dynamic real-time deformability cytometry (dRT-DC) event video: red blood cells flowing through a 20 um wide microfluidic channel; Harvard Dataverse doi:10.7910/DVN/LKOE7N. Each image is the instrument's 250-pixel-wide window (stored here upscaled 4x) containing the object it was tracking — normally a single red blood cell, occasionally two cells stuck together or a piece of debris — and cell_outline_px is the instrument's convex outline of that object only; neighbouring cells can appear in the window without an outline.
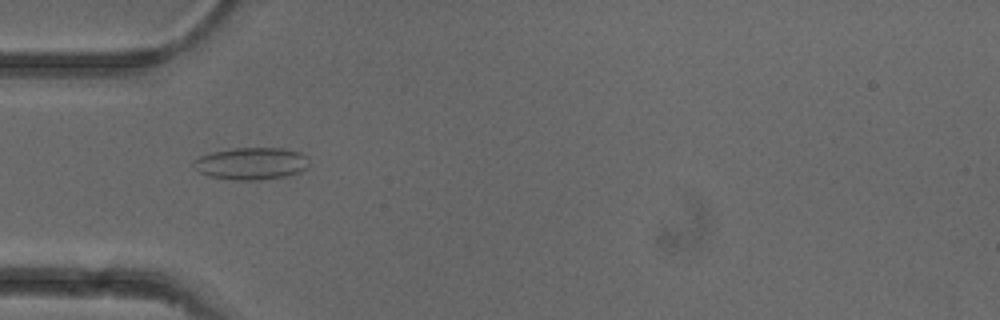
{"species": "common noctule bat (a hibernating species)", "species_latin": "Nyctalus noctula", "temperature_condition": "cold", "stored_images_in_passage": 52, "camera_frame_rate_fps": 3000, "um_per_image_px": 0.085, "animal": {"sex": "female"}, "frame": {"image": 1, "passage_image": 16, "time_ms": 5.0, "image_size_px": [1000, 320], "cell_outline_px": [[308, 164], [300, 172], [288, 176], [260, 180], [236, 180], [208, 176], [200, 172], [192, 164], [192, 160], [200, 156], [212, 152], [232, 148], [284, 148], [300, 152], [308, 160]], "centroid_in_image_um": [21.34, 13.9], "position_along_channel_um": 63.7, "area_um2": 21.68}}
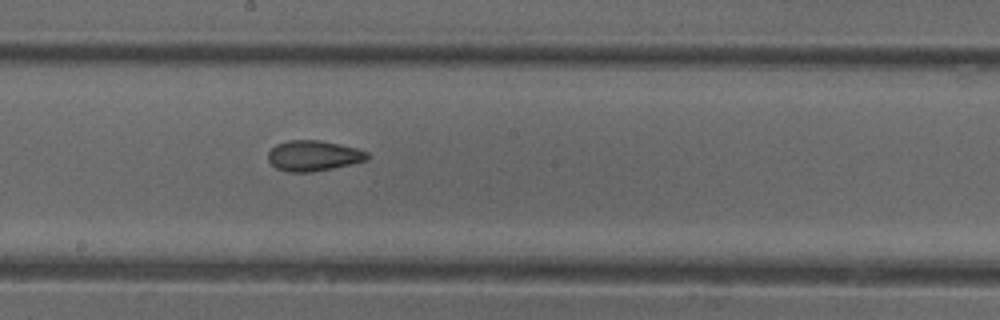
{"frame": {"image": 2, "passage_image": 28, "time_ms": 9.0, "image_size_px": [1000, 320], "cell_outline_px": [[368, 160], [332, 168], [312, 172], [288, 172], [276, 168], [268, 160], [268, 152], [276, 144], [288, 140], [320, 140], [340, 144], [356, 148], [368, 152]], "centroid_in_image_um": [26.63, 13.23], "position_along_channel_um": 221.6, "area_um2": 17.63}}
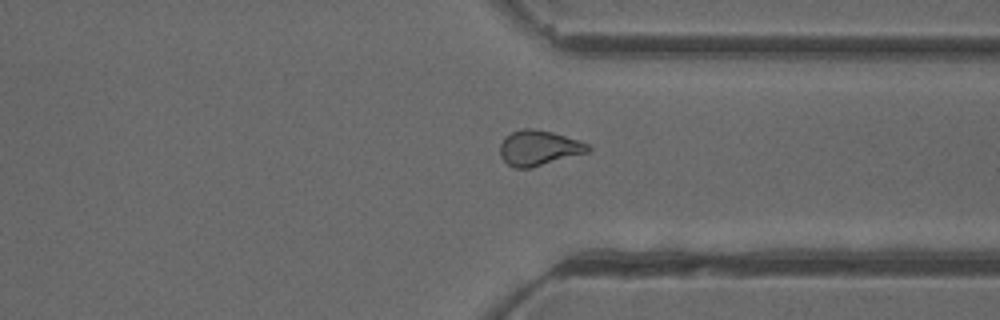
{"frame": {"image": 3, "passage_image": 39, "time_ms": 12.667, "image_size_px": [1000, 320], "cell_outline_px": [[592, 148], [588, 152], [528, 168], [512, 168], [500, 156], [500, 144], [512, 132], [524, 128], [532, 128], [552, 132], [580, 140], [588, 144]], "centroid_in_image_um": [45.81, 12.57], "position_along_channel_um": 365.6, "area_um2": 17.8}, "authors_computed_cell_mechanics": {"area_um2": 18.6694, "velocity_mm_per_s": 3.9475, "shape_relaxation_time_tau1_ms": null, "shape_relaxation_time_tau2_ms": 1.835, "deformation_change_tau1": null, "deformation_change_tau2": 0.0768}}